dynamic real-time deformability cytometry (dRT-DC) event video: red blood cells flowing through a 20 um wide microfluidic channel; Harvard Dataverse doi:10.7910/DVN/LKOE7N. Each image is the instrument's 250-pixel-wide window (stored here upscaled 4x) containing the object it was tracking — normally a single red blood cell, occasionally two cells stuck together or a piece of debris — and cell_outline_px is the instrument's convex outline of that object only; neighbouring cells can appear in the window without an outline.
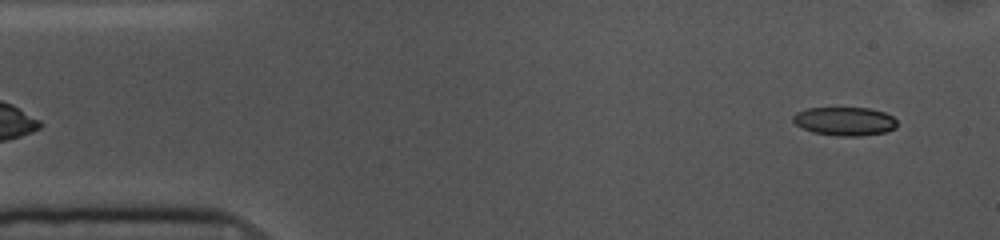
{"species": "common noctule bat (a hibernating species)", "species_latin": "Nyctalus noctula", "temperature_condition": "cold", "stored_images_in_passage": 54, "camera_frame_rate_fps": 3000, "um_per_image_px": 0.085, "animal": {"sex": "female", "body_mass_g": 10.0, "forearm_length_mm": 53.1}, "frame": {"image": 1, "passage_image": 3, "time_ms": 0.667, "image_size_px": [1000, 240], "cell_outline_px": [[896, 128], [884, 132], [860, 136], [836, 136], [812, 132], [800, 128], [792, 120], [792, 116], [796, 112], [808, 108], [868, 108], [884, 112], [892, 116], [896, 120]], "centroid_in_image_um": [71.76, 10.31], "position_along_channel_um": 13.2, "area_um2": 17.4}}
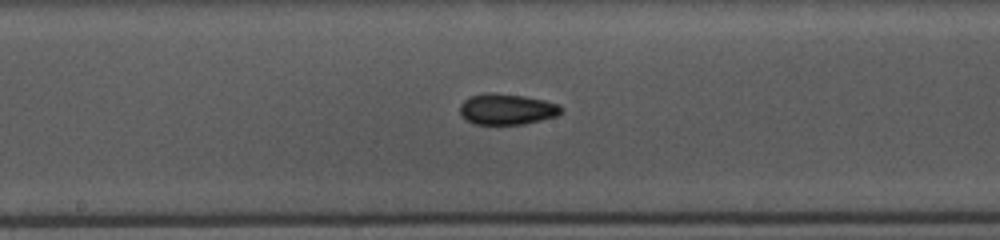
{"frame": {"image": 2, "passage_image": 26, "time_ms": 8.333, "image_size_px": [1000, 240], "cell_outline_px": [[564, 108], [556, 116], [524, 124], [472, 124], [464, 120], [460, 116], [460, 104], [468, 96], [484, 92], [492, 92], [524, 96], [544, 100], [560, 104]], "centroid_in_image_um": [43.03, 9.27], "position_along_channel_um": 205.2, "area_um2": 18.55}}
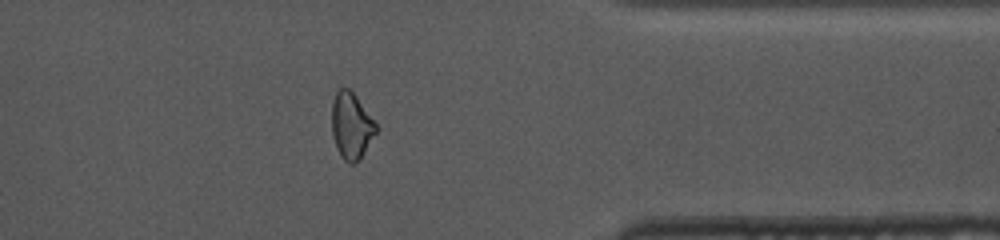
{"frame": {"image": 3, "passage_image": 42, "time_ms": 13.667, "image_size_px": [1000, 240], "cell_outline_px": [[376, 132], [360, 160], [352, 164], [348, 164], [340, 156], [336, 148], [332, 136], [332, 104], [336, 92], [340, 88], [348, 88], [356, 96], [376, 124]], "centroid_in_image_um": [29.84, 10.73], "position_along_channel_um": 381.6, "area_um2": 16.99}, "authors_computed_cell_mechanics": {"area_um2": 17.8891, "velocity_mm_per_s": 3.6207, "shape_relaxation_time_tau1_ms": 3.3712, "shape_relaxation_time_tau2_ms": 3.6636, "deformation_change_tau1": 0.1137, "deformation_change_tau2": 0.0922}}